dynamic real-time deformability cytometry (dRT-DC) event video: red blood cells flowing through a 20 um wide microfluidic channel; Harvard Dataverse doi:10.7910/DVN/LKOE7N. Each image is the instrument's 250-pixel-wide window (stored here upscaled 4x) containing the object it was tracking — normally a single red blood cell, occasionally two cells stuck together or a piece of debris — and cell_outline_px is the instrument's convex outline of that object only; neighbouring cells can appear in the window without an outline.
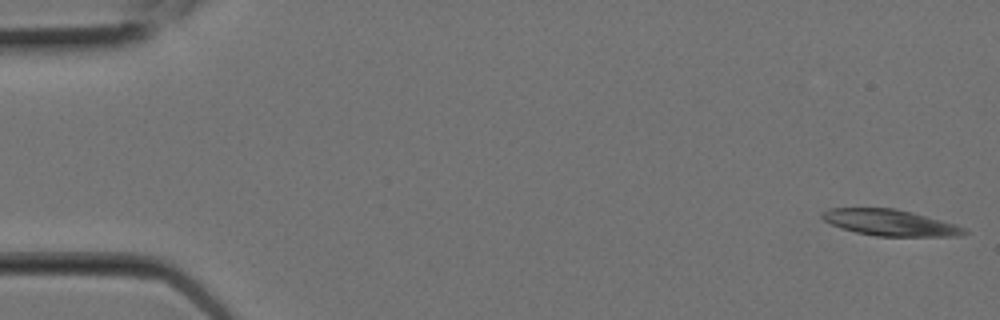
{"species": "Egyptian fruit bat (a non-hibernating species)", "species_latin": "Rousettus aegyptiacus", "temperature_condition": "room temperature", "stored_images_in_passage": 7, "segment_of_instrument_passage": [1, 2], "camera_frame_rate_fps": 3000, "um_per_image_px": 0.085, "animal": {"sex": "female"}, "frame": {"image": 1, "passage_image": 1, "time_ms": 0.0, "image_size_px": [1000, 320], "cell_outline_px": [[968, 232], [960, 236], [876, 236], [856, 232], [840, 228], [824, 220], [820, 216], [820, 212], [828, 208], [896, 208], [912, 212], [956, 224], [968, 228]], "centroid_in_image_um": [75.66, 18.92], "position_along_channel_um": 9.3, "area_um2": 21.85}}